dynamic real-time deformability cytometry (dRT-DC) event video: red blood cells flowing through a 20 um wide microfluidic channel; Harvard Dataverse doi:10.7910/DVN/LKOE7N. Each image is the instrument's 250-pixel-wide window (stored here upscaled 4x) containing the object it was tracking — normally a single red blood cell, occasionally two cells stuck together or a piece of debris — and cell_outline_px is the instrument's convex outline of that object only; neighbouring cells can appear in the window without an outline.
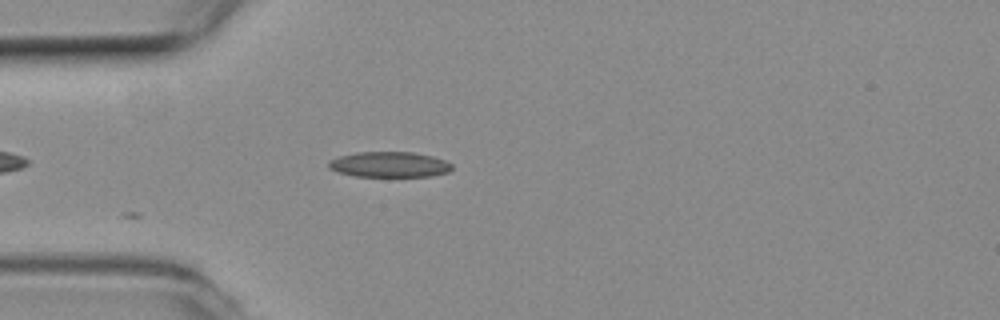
{"species": "common noctule bat (a hibernating species)", "species_latin": "Nyctalus noctula", "temperature_condition": "room temperature", "stored_images_in_passage": 8, "camera_frame_rate_fps": 3000, "um_per_image_px": 0.085, "animal": {"sex": "female", "body_mass_g": 19.3, "forearm_length_mm": 54.1}, "frame": {"image": 1, "passage_image": 1, "time_ms": 0.0, "image_size_px": [1000, 320], "cell_outline_px": [[452, 168], [448, 172], [428, 176], [356, 176], [340, 172], [328, 168], [328, 160], [340, 156], [356, 152], [412, 152], [432, 156], [444, 160], [452, 164]], "centroid_in_image_um": [33.08, 13.97], "position_along_channel_um": 51.9, "area_um2": 18.15}}
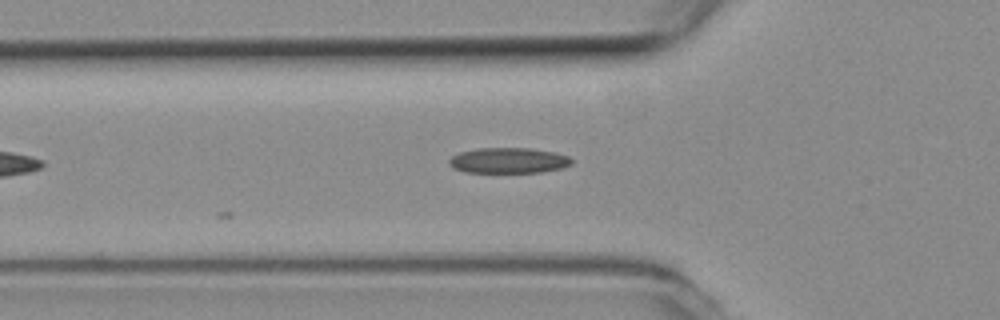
{"frame": {"image": 2, "passage_image": 4, "time_ms": 1.0, "image_size_px": [1000, 320], "cell_outline_px": [[572, 164], [564, 168], [540, 172], [464, 172], [452, 168], [448, 164], [448, 160], [452, 156], [460, 152], [480, 148], [528, 148], [552, 152], [568, 156], [572, 160]], "centroid_in_image_um": [43.2, 13.65], "position_along_channel_um": 82.6, "area_um2": 18.21}}
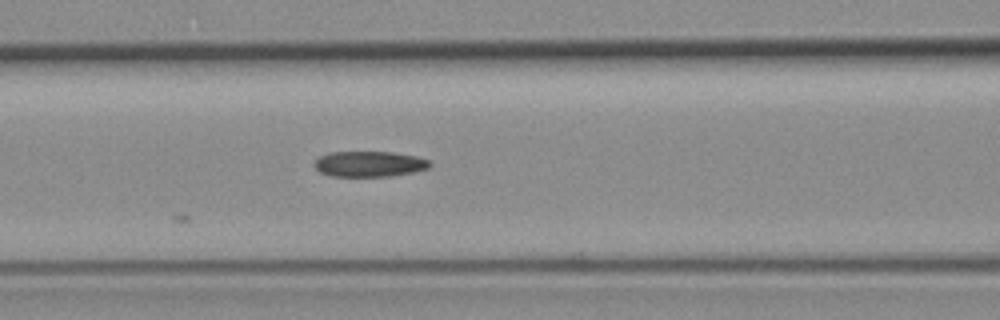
{"frame": {"image": 3, "passage_image": 8, "time_ms": 2.333, "image_size_px": [1000, 320], "cell_outline_px": [[432, 164], [428, 168], [412, 172], [388, 176], [332, 176], [320, 172], [312, 164], [320, 156], [328, 152], [392, 152], [416, 156], [428, 160]], "centroid_in_image_um": [31.37, 13.93], "position_along_channel_um": 135.2, "area_um2": 17.11}}